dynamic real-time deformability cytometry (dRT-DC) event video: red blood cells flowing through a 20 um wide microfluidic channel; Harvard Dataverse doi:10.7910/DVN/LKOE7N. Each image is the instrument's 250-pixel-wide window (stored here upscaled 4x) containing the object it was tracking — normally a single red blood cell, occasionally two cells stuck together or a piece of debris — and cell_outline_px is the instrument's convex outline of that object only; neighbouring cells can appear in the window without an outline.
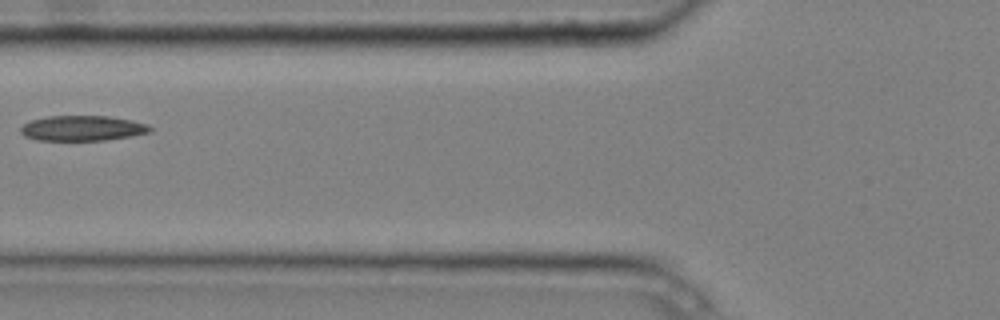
{"species": "common noctule bat (a hibernating species)", "species_latin": "Nyctalus noctula", "temperature_condition": "cold", "stored_images_in_passage": 6, "camera_frame_rate_fps": 3000, "um_per_image_px": 0.085, "animal": {"sex": "male", "body_mass_g": 20.4}, "frame": {"image": 1, "passage_image": 6, "time_ms": 1.667, "image_size_px": [1000, 320], "cell_outline_px": [[152, 132], [132, 136], [104, 140], [36, 140], [24, 136], [20, 132], [20, 128], [24, 124], [32, 120], [48, 116], [108, 116], [132, 120], [148, 124], [152, 128]], "centroid_in_image_um": [7.03, 10.9], "position_along_channel_um": 118.8, "area_um2": 19.07}}